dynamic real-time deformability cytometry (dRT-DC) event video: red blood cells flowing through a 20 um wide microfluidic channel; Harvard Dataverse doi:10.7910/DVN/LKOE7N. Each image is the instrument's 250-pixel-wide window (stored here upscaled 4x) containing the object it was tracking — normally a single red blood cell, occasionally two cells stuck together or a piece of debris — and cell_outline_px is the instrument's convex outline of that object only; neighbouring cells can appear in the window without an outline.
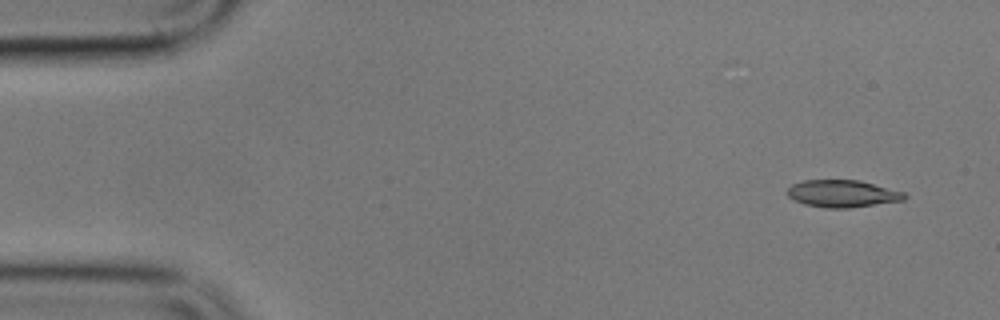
{"species": "common noctule bat (a hibernating species)", "species_latin": "Nyctalus noctula", "temperature_condition": "cold", "stored_images_in_passage": 6, "segment_of_instrument_passage": [2, 2], "camera_frame_rate_fps": 3000, "um_per_image_px": 0.085, "animal": {"sex": "male", "body_mass_g": 17.9}, "frame": {"image": 1, "passage_image": 6, "time_ms": 6.0, "image_size_px": [1000, 320], "cell_outline_px": [[908, 196], [904, 200], [848, 208], [824, 208], [804, 204], [788, 196], [788, 188], [792, 184], [804, 180], [860, 180], [904, 192]], "centroid_in_image_um": [71.62, 16.46], "position_along_channel_um": 13.4, "area_um2": 18.5}}